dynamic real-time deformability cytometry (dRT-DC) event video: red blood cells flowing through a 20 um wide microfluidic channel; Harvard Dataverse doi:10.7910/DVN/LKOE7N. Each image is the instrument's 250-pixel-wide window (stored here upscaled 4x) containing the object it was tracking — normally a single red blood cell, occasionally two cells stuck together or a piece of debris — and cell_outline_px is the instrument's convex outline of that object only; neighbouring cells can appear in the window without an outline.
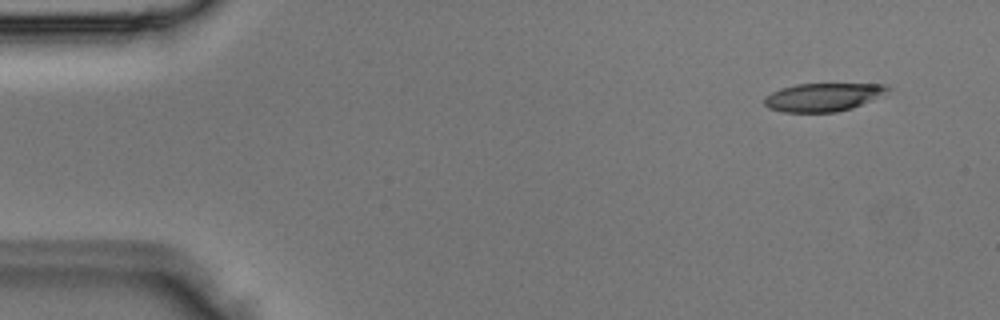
{"species": "Egyptian fruit bat (a non-hibernating species)", "species_latin": "Rousettus aegyptiacus", "temperature_condition": "room temperature", "stored_images_in_passage": 3, "camera_frame_rate_fps": 3000, "um_per_image_px": 0.085, "animal": {"sex": "male"}, "frame": {"image": 1, "passage_image": 1, "time_ms": 0.0, "image_size_px": [1000, 320], "cell_outline_px": [[892, 88], [884, 96], [852, 108], [836, 112], [784, 112], [768, 108], [764, 104], [764, 96], [780, 88], [796, 84], [884, 84]], "centroid_in_image_um": [69.99, 8.25], "position_along_channel_um": 15.0, "area_um2": 20.52}}
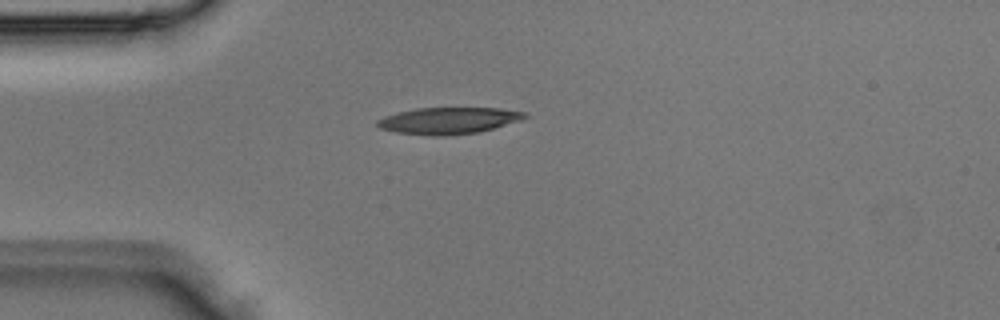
{"frame": {"image": 2, "passage_image": 3, "time_ms": 0.667, "image_size_px": [1000, 320], "cell_outline_px": [[528, 116], [520, 120], [480, 132], [448, 136], [436, 136], [396, 132], [380, 128], [376, 124], [376, 120], [384, 116], [396, 112], [416, 108], [500, 108], [528, 112]], "centroid_in_image_um": [38.12, 10.25], "position_along_channel_um": 46.9, "area_um2": 23.0}}